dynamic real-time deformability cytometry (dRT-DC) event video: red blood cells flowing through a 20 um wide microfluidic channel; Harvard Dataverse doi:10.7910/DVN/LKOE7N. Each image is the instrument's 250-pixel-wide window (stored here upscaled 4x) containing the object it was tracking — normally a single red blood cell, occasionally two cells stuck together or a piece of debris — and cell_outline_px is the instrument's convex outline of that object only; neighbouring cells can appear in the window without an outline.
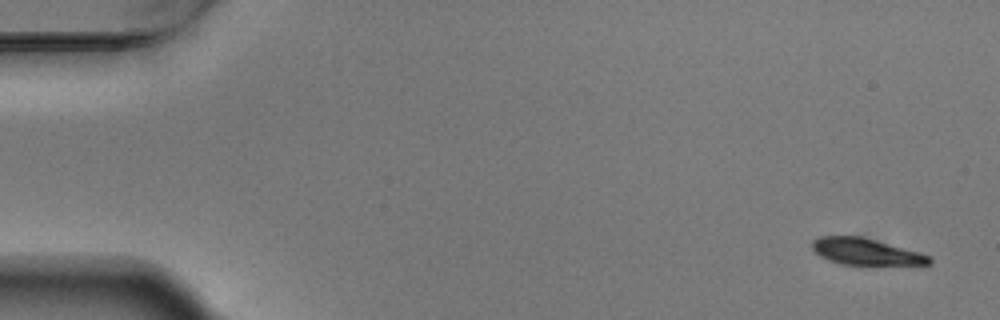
{"species": "Egyptian fruit bat (a non-hibernating species)", "species_latin": "Rousettus aegyptiacus", "temperature_condition": "warm", "stored_images_in_passage": 6, "camera_frame_rate_fps": 3000, "um_per_image_px": 0.085, "animal": {"sex": "male"}, "frame": {"image": 1, "passage_image": 1, "time_ms": 0.0, "image_size_px": [1000, 320], "cell_outline_px": [[932, 260], [928, 264], [840, 264], [828, 260], [820, 256], [812, 248], [812, 240], [820, 236], [860, 236], [876, 240], [916, 252], [928, 256]], "centroid_in_image_um": [73.49, 21.38], "position_along_channel_um": 11.5, "area_um2": 17.57}}
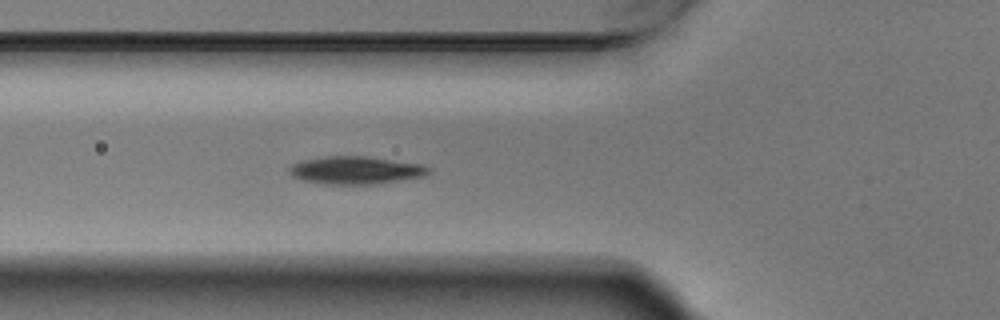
{"frame": {"image": 2, "passage_image": 6, "time_ms": 1.667, "image_size_px": [1000, 320], "cell_outline_px": [[432, 172], [424, 176], [380, 184], [320, 184], [300, 180], [292, 176], [288, 172], [288, 168], [292, 164], [304, 160], [328, 156], [364, 156], [424, 164], [432, 168]], "centroid_in_image_um": [30.26, 14.48], "position_along_channel_um": 95.5, "area_um2": 22.89}}